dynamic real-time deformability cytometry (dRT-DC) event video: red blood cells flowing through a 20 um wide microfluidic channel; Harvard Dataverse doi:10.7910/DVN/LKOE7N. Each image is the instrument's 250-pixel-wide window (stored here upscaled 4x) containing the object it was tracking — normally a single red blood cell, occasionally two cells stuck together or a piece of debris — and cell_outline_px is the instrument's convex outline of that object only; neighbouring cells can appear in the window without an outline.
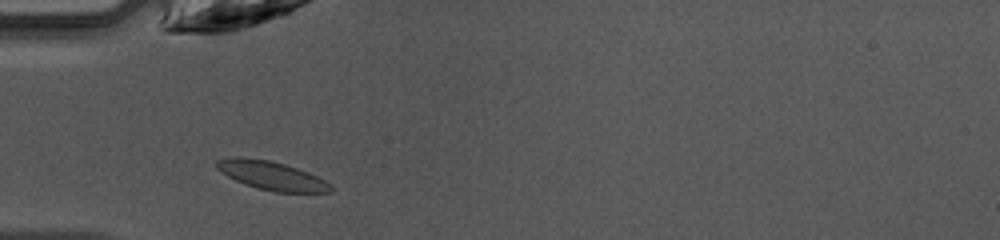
{"species": "common noctule bat (a hibernating species)", "species_latin": "Nyctalus noctula", "temperature_condition": "warm", "stored_images_in_passage": 34, "camera_frame_rate_fps": 3000, "um_per_image_px": 0.085, "animal": {"sex": "female", "body_mass_g": 10.0, "forearm_length_mm": 53.1}, "frame": {"image": 1, "passage_image": 2, "time_ms": 0.333, "image_size_px": [1000, 240], "cell_outline_px": [[332, 192], [276, 192], [256, 188], [244, 184], [220, 172], [216, 168], [216, 160], [228, 156], [240, 156], [268, 160], [284, 164], [308, 172], [332, 184]], "centroid_in_image_um": [23.04, 14.91], "position_along_channel_um": 62.0, "area_um2": 19.13}}
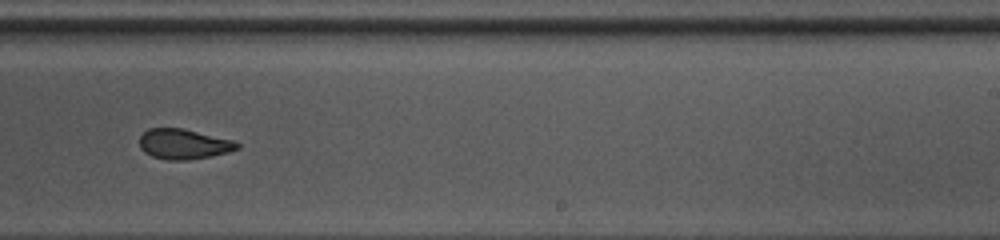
{"frame": {"image": 2, "passage_image": 17, "time_ms": 5.333, "image_size_px": [1000, 240], "cell_outline_px": [[240, 148], [228, 152], [212, 156], [184, 160], [168, 160], [152, 156], [144, 152], [140, 148], [140, 136], [148, 128], [184, 128], [232, 140], [240, 144]], "centroid_in_image_um": [15.61, 12.24], "position_along_channel_um": 273.4, "area_um2": 17.17}}
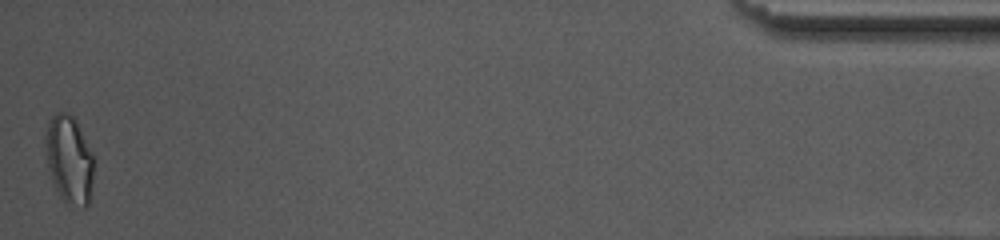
{"frame": {"image": 3, "passage_image": 34, "time_ms": 11.0, "image_size_px": [1000, 240], "cell_outline_px": [[96, 160], [92, 184], [88, 204], [84, 208], [64, 200], [60, 196], [52, 184], [48, 168], [44, 140], [44, 136], [48, 124], [52, 116], [56, 112], [68, 112], [76, 120]], "centroid_in_image_um": [5.89, 13.54], "position_along_channel_um": 429.3, "area_um2": 25.09}, "authors_computed_cell_mechanics": {"area_um2": 18.0336, "velocity_mm_per_s": 4.2628, "shape_relaxation_time_tau1_ms": 6.6726, "shape_relaxation_time_tau2_ms": 1.1481, "deformation_change_tau1": 0.1486, "deformation_change_tau2": 0.057}}